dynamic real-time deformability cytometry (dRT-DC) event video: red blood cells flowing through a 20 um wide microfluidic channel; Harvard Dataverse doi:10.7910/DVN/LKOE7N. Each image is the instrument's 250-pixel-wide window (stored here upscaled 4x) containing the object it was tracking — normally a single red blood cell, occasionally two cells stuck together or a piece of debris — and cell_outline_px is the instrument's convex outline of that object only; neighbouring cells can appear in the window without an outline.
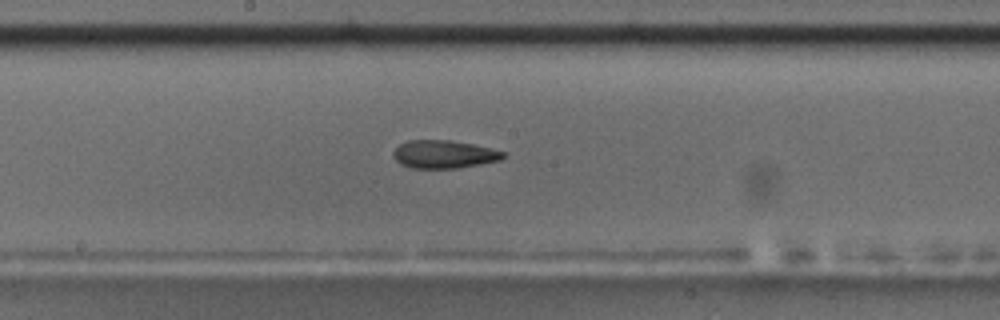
{"species": "common noctule bat (a hibernating species)", "species_latin": "Nyctalus noctula", "temperature_condition": "room temperature", "stored_images_in_passage": 38, "camera_frame_rate_fps": 3000, "um_per_image_px": 0.085, "animal": {"sex": "male", "body_mass_g": 17.5, "forearm_length_mm": 52.3}, "frame": {"image": 1, "passage_image": 12, "time_ms": 3.667, "image_size_px": [1000, 320], "cell_outline_px": [[508, 152], [500, 160], [480, 164], [456, 168], [412, 168], [400, 164], [392, 156], [392, 152], [400, 144], [408, 140], [448, 140], [472, 144], [492, 148]], "centroid_in_image_um": [37.73, 13.11], "position_along_channel_um": 210.5, "area_um2": 17.98}}